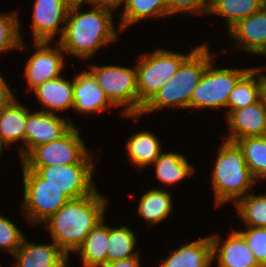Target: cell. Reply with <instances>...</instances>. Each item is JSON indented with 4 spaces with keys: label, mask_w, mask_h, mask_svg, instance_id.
<instances>
[{
    "label": "cell",
    "mask_w": 266,
    "mask_h": 267,
    "mask_svg": "<svg viewBox=\"0 0 266 267\" xmlns=\"http://www.w3.org/2000/svg\"><path fill=\"white\" fill-rule=\"evenodd\" d=\"M84 6H70L65 29L58 43L66 56L89 62L97 56L98 51L118 42L122 31L114 21L115 7L102 3L90 4V9L85 12L82 10Z\"/></svg>",
    "instance_id": "6da1fadb"
},
{
    "label": "cell",
    "mask_w": 266,
    "mask_h": 267,
    "mask_svg": "<svg viewBox=\"0 0 266 267\" xmlns=\"http://www.w3.org/2000/svg\"><path fill=\"white\" fill-rule=\"evenodd\" d=\"M97 188L78 199H70L41 226L50 233L51 240L69 257L81 246L90 231L106 216L107 195Z\"/></svg>",
    "instance_id": "7a4b0ae2"
},
{
    "label": "cell",
    "mask_w": 266,
    "mask_h": 267,
    "mask_svg": "<svg viewBox=\"0 0 266 267\" xmlns=\"http://www.w3.org/2000/svg\"><path fill=\"white\" fill-rule=\"evenodd\" d=\"M211 52L210 45L203 42L181 63L178 71L168 80L143 106L139 116H125L124 118L138 122L145 115H151L166 108L189 109L191 94L198 85L206 67L218 58ZM142 116V117H141Z\"/></svg>",
    "instance_id": "3957f363"
},
{
    "label": "cell",
    "mask_w": 266,
    "mask_h": 267,
    "mask_svg": "<svg viewBox=\"0 0 266 267\" xmlns=\"http://www.w3.org/2000/svg\"><path fill=\"white\" fill-rule=\"evenodd\" d=\"M211 168L214 208L233 206L257 186V181L245 163L242 149L236 142L222 140ZM251 189V190H250Z\"/></svg>",
    "instance_id": "277c9868"
},
{
    "label": "cell",
    "mask_w": 266,
    "mask_h": 267,
    "mask_svg": "<svg viewBox=\"0 0 266 267\" xmlns=\"http://www.w3.org/2000/svg\"><path fill=\"white\" fill-rule=\"evenodd\" d=\"M196 45L185 53L157 47L144 52L136 59L138 85V116L143 106L153 95L176 74L181 63L198 47Z\"/></svg>",
    "instance_id": "5b68a950"
},
{
    "label": "cell",
    "mask_w": 266,
    "mask_h": 267,
    "mask_svg": "<svg viewBox=\"0 0 266 267\" xmlns=\"http://www.w3.org/2000/svg\"><path fill=\"white\" fill-rule=\"evenodd\" d=\"M86 65L96 78L98 86L105 92L110 102L119 109L120 116H138V85L135 64L130 67L119 64Z\"/></svg>",
    "instance_id": "8992f818"
},
{
    "label": "cell",
    "mask_w": 266,
    "mask_h": 267,
    "mask_svg": "<svg viewBox=\"0 0 266 267\" xmlns=\"http://www.w3.org/2000/svg\"><path fill=\"white\" fill-rule=\"evenodd\" d=\"M80 131L74 125L60 139L33 148L19 163L22 167L97 163L100 156L89 150Z\"/></svg>",
    "instance_id": "52a82bcc"
},
{
    "label": "cell",
    "mask_w": 266,
    "mask_h": 267,
    "mask_svg": "<svg viewBox=\"0 0 266 267\" xmlns=\"http://www.w3.org/2000/svg\"><path fill=\"white\" fill-rule=\"evenodd\" d=\"M214 58L206 67L198 85L191 94L190 111L202 109L224 110L227 113V102L231 91L238 81L252 68L235 67L217 68Z\"/></svg>",
    "instance_id": "ba28073f"
},
{
    "label": "cell",
    "mask_w": 266,
    "mask_h": 267,
    "mask_svg": "<svg viewBox=\"0 0 266 267\" xmlns=\"http://www.w3.org/2000/svg\"><path fill=\"white\" fill-rule=\"evenodd\" d=\"M21 215L28 225L39 226L70 199L60 189L46 183L35 171L22 169Z\"/></svg>",
    "instance_id": "9c48e42d"
},
{
    "label": "cell",
    "mask_w": 266,
    "mask_h": 267,
    "mask_svg": "<svg viewBox=\"0 0 266 267\" xmlns=\"http://www.w3.org/2000/svg\"><path fill=\"white\" fill-rule=\"evenodd\" d=\"M97 163L22 167L35 171L46 183L60 189L69 199L91 194L95 189L94 172Z\"/></svg>",
    "instance_id": "30bf717a"
},
{
    "label": "cell",
    "mask_w": 266,
    "mask_h": 267,
    "mask_svg": "<svg viewBox=\"0 0 266 267\" xmlns=\"http://www.w3.org/2000/svg\"><path fill=\"white\" fill-rule=\"evenodd\" d=\"M34 52L24 64L27 92L45 81L61 76L67 64L66 54L58 42H32ZM66 60V61H65Z\"/></svg>",
    "instance_id": "8fae6325"
},
{
    "label": "cell",
    "mask_w": 266,
    "mask_h": 267,
    "mask_svg": "<svg viewBox=\"0 0 266 267\" xmlns=\"http://www.w3.org/2000/svg\"><path fill=\"white\" fill-rule=\"evenodd\" d=\"M70 6L67 0H34L30 23L33 42H58L65 29Z\"/></svg>",
    "instance_id": "7c38bea8"
},
{
    "label": "cell",
    "mask_w": 266,
    "mask_h": 267,
    "mask_svg": "<svg viewBox=\"0 0 266 267\" xmlns=\"http://www.w3.org/2000/svg\"><path fill=\"white\" fill-rule=\"evenodd\" d=\"M74 125L68 115L31 111L25 126V156L35 147L55 141L64 136Z\"/></svg>",
    "instance_id": "4fadbf2b"
},
{
    "label": "cell",
    "mask_w": 266,
    "mask_h": 267,
    "mask_svg": "<svg viewBox=\"0 0 266 267\" xmlns=\"http://www.w3.org/2000/svg\"><path fill=\"white\" fill-rule=\"evenodd\" d=\"M228 233L227 238L210 234L215 267H261L243 236L235 228Z\"/></svg>",
    "instance_id": "5bb4252c"
},
{
    "label": "cell",
    "mask_w": 266,
    "mask_h": 267,
    "mask_svg": "<svg viewBox=\"0 0 266 267\" xmlns=\"http://www.w3.org/2000/svg\"><path fill=\"white\" fill-rule=\"evenodd\" d=\"M226 33L233 51L245 52L247 56L259 55L266 47V4L257 12L238 21Z\"/></svg>",
    "instance_id": "9a60e30c"
},
{
    "label": "cell",
    "mask_w": 266,
    "mask_h": 267,
    "mask_svg": "<svg viewBox=\"0 0 266 267\" xmlns=\"http://www.w3.org/2000/svg\"><path fill=\"white\" fill-rule=\"evenodd\" d=\"M78 73L74 76L73 111L81 116L98 115L106 111L111 114V109L116 107L98 86L92 73L85 68Z\"/></svg>",
    "instance_id": "2e32d148"
},
{
    "label": "cell",
    "mask_w": 266,
    "mask_h": 267,
    "mask_svg": "<svg viewBox=\"0 0 266 267\" xmlns=\"http://www.w3.org/2000/svg\"><path fill=\"white\" fill-rule=\"evenodd\" d=\"M46 244L22 240L21 246L13 255L15 267H70L71 258L52 240ZM70 258V259H69Z\"/></svg>",
    "instance_id": "e0dca14e"
},
{
    "label": "cell",
    "mask_w": 266,
    "mask_h": 267,
    "mask_svg": "<svg viewBox=\"0 0 266 267\" xmlns=\"http://www.w3.org/2000/svg\"><path fill=\"white\" fill-rule=\"evenodd\" d=\"M227 130L223 138L236 142L243 137L266 135V108L261 99L239 110H234L226 118Z\"/></svg>",
    "instance_id": "ac0fdd59"
},
{
    "label": "cell",
    "mask_w": 266,
    "mask_h": 267,
    "mask_svg": "<svg viewBox=\"0 0 266 267\" xmlns=\"http://www.w3.org/2000/svg\"><path fill=\"white\" fill-rule=\"evenodd\" d=\"M14 99L0 112V143L4 148L17 146L19 160L25 157V126L32 108ZM21 142V143H20ZM20 143V144H18Z\"/></svg>",
    "instance_id": "d6986e66"
},
{
    "label": "cell",
    "mask_w": 266,
    "mask_h": 267,
    "mask_svg": "<svg viewBox=\"0 0 266 267\" xmlns=\"http://www.w3.org/2000/svg\"><path fill=\"white\" fill-rule=\"evenodd\" d=\"M74 78L67 79L61 75L55 79L43 82L34 88L31 93L35 95L42 105L39 111L58 114L68 113L73 110L74 105ZM61 111V112H60Z\"/></svg>",
    "instance_id": "ffe728a7"
},
{
    "label": "cell",
    "mask_w": 266,
    "mask_h": 267,
    "mask_svg": "<svg viewBox=\"0 0 266 267\" xmlns=\"http://www.w3.org/2000/svg\"><path fill=\"white\" fill-rule=\"evenodd\" d=\"M165 257L160 258L156 265L159 267H211L213 260L210 235L180 244L178 248L170 249Z\"/></svg>",
    "instance_id": "44dd1931"
},
{
    "label": "cell",
    "mask_w": 266,
    "mask_h": 267,
    "mask_svg": "<svg viewBox=\"0 0 266 267\" xmlns=\"http://www.w3.org/2000/svg\"><path fill=\"white\" fill-rule=\"evenodd\" d=\"M154 167L156 179L166 188H173L184 180L190 179L196 174L197 169L189 162L186 155L177 151L164 150L155 162ZM173 186V187H172Z\"/></svg>",
    "instance_id": "7402d4cb"
},
{
    "label": "cell",
    "mask_w": 266,
    "mask_h": 267,
    "mask_svg": "<svg viewBox=\"0 0 266 267\" xmlns=\"http://www.w3.org/2000/svg\"><path fill=\"white\" fill-rule=\"evenodd\" d=\"M154 188L144 191L136 205L137 215L146 221L144 226L147 228L164 223L163 221L168 219L171 213L173 214L174 199L170 190L159 186Z\"/></svg>",
    "instance_id": "603a6c76"
},
{
    "label": "cell",
    "mask_w": 266,
    "mask_h": 267,
    "mask_svg": "<svg viewBox=\"0 0 266 267\" xmlns=\"http://www.w3.org/2000/svg\"><path fill=\"white\" fill-rule=\"evenodd\" d=\"M125 145L126 156L130 159L128 161L137 168L135 169L137 172H142L140 169L151 166L164 151L161 140L152 130L142 129L133 133Z\"/></svg>",
    "instance_id": "cb8c5ba5"
},
{
    "label": "cell",
    "mask_w": 266,
    "mask_h": 267,
    "mask_svg": "<svg viewBox=\"0 0 266 267\" xmlns=\"http://www.w3.org/2000/svg\"><path fill=\"white\" fill-rule=\"evenodd\" d=\"M118 10H122L121 17L117 22L122 32L134 24H140L145 19L169 18L166 0H124L117 8Z\"/></svg>",
    "instance_id": "d4e9b609"
},
{
    "label": "cell",
    "mask_w": 266,
    "mask_h": 267,
    "mask_svg": "<svg viewBox=\"0 0 266 267\" xmlns=\"http://www.w3.org/2000/svg\"><path fill=\"white\" fill-rule=\"evenodd\" d=\"M109 225L103 218L87 235L81 246L75 251L82 267H104L107 264V242Z\"/></svg>",
    "instance_id": "484cf974"
},
{
    "label": "cell",
    "mask_w": 266,
    "mask_h": 267,
    "mask_svg": "<svg viewBox=\"0 0 266 267\" xmlns=\"http://www.w3.org/2000/svg\"><path fill=\"white\" fill-rule=\"evenodd\" d=\"M265 4V0H211L207 16L224 18L227 32L238 21L257 12Z\"/></svg>",
    "instance_id": "4316f807"
},
{
    "label": "cell",
    "mask_w": 266,
    "mask_h": 267,
    "mask_svg": "<svg viewBox=\"0 0 266 267\" xmlns=\"http://www.w3.org/2000/svg\"><path fill=\"white\" fill-rule=\"evenodd\" d=\"M136 235L137 233L131 227L121 224L118 227L109 225L107 263L138 256L140 253L136 245L139 238Z\"/></svg>",
    "instance_id": "83f0119b"
},
{
    "label": "cell",
    "mask_w": 266,
    "mask_h": 267,
    "mask_svg": "<svg viewBox=\"0 0 266 267\" xmlns=\"http://www.w3.org/2000/svg\"><path fill=\"white\" fill-rule=\"evenodd\" d=\"M260 99L258 69L253 67L238 81L227 102L226 118L234 110L256 103Z\"/></svg>",
    "instance_id": "f1b7e54d"
},
{
    "label": "cell",
    "mask_w": 266,
    "mask_h": 267,
    "mask_svg": "<svg viewBox=\"0 0 266 267\" xmlns=\"http://www.w3.org/2000/svg\"><path fill=\"white\" fill-rule=\"evenodd\" d=\"M242 149L245 163L255 180L266 181V135L243 137L236 141Z\"/></svg>",
    "instance_id": "f546056e"
},
{
    "label": "cell",
    "mask_w": 266,
    "mask_h": 267,
    "mask_svg": "<svg viewBox=\"0 0 266 267\" xmlns=\"http://www.w3.org/2000/svg\"><path fill=\"white\" fill-rule=\"evenodd\" d=\"M19 15V10L0 13V54L27 49Z\"/></svg>",
    "instance_id": "4dcf8cb0"
},
{
    "label": "cell",
    "mask_w": 266,
    "mask_h": 267,
    "mask_svg": "<svg viewBox=\"0 0 266 267\" xmlns=\"http://www.w3.org/2000/svg\"><path fill=\"white\" fill-rule=\"evenodd\" d=\"M241 198L235 205V211L244 226L266 228V192L255 194V190Z\"/></svg>",
    "instance_id": "1f68e13d"
},
{
    "label": "cell",
    "mask_w": 266,
    "mask_h": 267,
    "mask_svg": "<svg viewBox=\"0 0 266 267\" xmlns=\"http://www.w3.org/2000/svg\"><path fill=\"white\" fill-rule=\"evenodd\" d=\"M18 223L0 213V250L13 256L21 246L25 237L24 231L18 228Z\"/></svg>",
    "instance_id": "d6a6232c"
},
{
    "label": "cell",
    "mask_w": 266,
    "mask_h": 267,
    "mask_svg": "<svg viewBox=\"0 0 266 267\" xmlns=\"http://www.w3.org/2000/svg\"><path fill=\"white\" fill-rule=\"evenodd\" d=\"M241 227V230L237 231L245 239L259 265L266 267V228L245 226L244 229L243 225Z\"/></svg>",
    "instance_id": "836d02e7"
},
{
    "label": "cell",
    "mask_w": 266,
    "mask_h": 267,
    "mask_svg": "<svg viewBox=\"0 0 266 267\" xmlns=\"http://www.w3.org/2000/svg\"><path fill=\"white\" fill-rule=\"evenodd\" d=\"M169 17L176 15L207 16L211 0H166Z\"/></svg>",
    "instance_id": "e575fe53"
},
{
    "label": "cell",
    "mask_w": 266,
    "mask_h": 267,
    "mask_svg": "<svg viewBox=\"0 0 266 267\" xmlns=\"http://www.w3.org/2000/svg\"><path fill=\"white\" fill-rule=\"evenodd\" d=\"M16 98L17 97L14 94L12 87L6 81L0 70V112Z\"/></svg>",
    "instance_id": "d590c367"
},
{
    "label": "cell",
    "mask_w": 266,
    "mask_h": 267,
    "mask_svg": "<svg viewBox=\"0 0 266 267\" xmlns=\"http://www.w3.org/2000/svg\"><path fill=\"white\" fill-rule=\"evenodd\" d=\"M140 254L135 257H131L123 260H116L110 263H107L104 267H143L140 260Z\"/></svg>",
    "instance_id": "8d00e7d4"
},
{
    "label": "cell",
    "mask_w": 266,
    "mask_h": 267,
    "mask_svg": "<svg viewBox=\"0 0 266 267\" xmlns=\"http://www.w3.org/2000/svg\"><path fill=\"white\" fill-rule=\"evenodd\" d=\"M266 70L258 69V81L260 85V99L266 108Z\"/></svg>",
    "instance_id": "74e56055"
},
{
    "label": "cell",
    "mask_w": 266,
    "mask_h": 267,
    "mask_svg": "<svg viewBox=\"0 0 266 267\" xmlns=\"http://www.w3.org/2000/svg\"><path fill=\"white\" fill-rule=\"evenodd\" d=\"M67 2L73 6V5H85L88 4H97L98 0H67Z\"/></svg>",
    "instance_id": "f35d334b"
},
{
    "label": "cell",
    "mask_w": 266,
    "mask_h": 267,
    "mask_svg": "<svg viewBox=\"0 0 266 267\" xmlns=\"http://www.w3.org/2000/svg\"><path fill=\"white\" fill-rule=\"evenodd\" d=\"M123 1L124 0H98V3L110 5V6L115 7L117 9Z\"/></svg>",
    "instance_id": "ab89813d"
},
{
    "label": "cell",
    "mask_w": 266,
    "mask_h": 267,
    "mask_svg": "<svg viewBox=\"0 0 266 267\" xmlns=\"http://www.w3.org/2000/svg\"><path fill=\"white\" fill-rule=\"evenodd\" d=\"M259 56L266 57V47L260 52ZM254 69H265L266 70V64L265 66H253Z\"/></svg>",
    "instance_id": "60d3db41"
},
{
    "label": "cell",
    "mask_w": 266,
    "mask_h": 267,
    "mask_svg": "<svg viewBox=\"0 0 266 267\" xmlns=\"http://www.w3.org/2000/svg\"><path fill=\"white\" fill-rule=\"evenodd\" d=\"M3 152H4V147L1 145V143H0V161H2L1 160V155H3Z\"/></svg>",
    "instance_id": "b9f144b4"
}]
</instances>
